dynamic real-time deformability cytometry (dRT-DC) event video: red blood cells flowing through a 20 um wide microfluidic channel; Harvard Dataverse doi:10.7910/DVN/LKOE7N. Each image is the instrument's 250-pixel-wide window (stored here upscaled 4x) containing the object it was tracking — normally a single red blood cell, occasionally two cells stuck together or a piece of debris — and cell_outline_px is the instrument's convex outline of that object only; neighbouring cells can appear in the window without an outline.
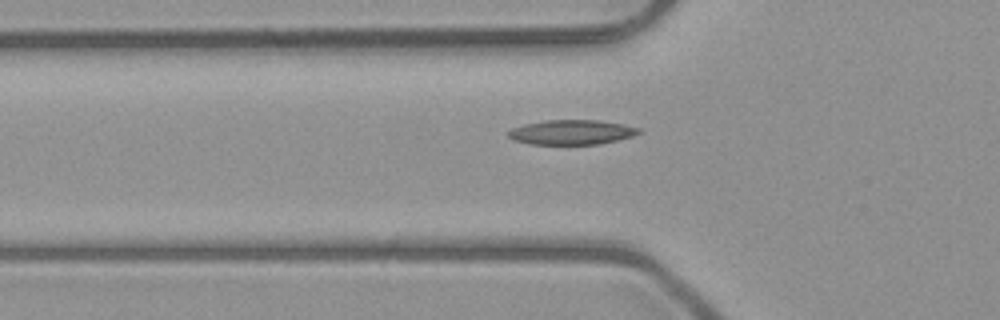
{"species": "common noctule bat (a hibernating species)", "species_latin": "Nyctalus noctula", "temperature_condition": "room temperature", "stored_images_in_passage": 35, "camera_frame_rate_fps": 3000, "um_per_image_px": 0.085, "animal": {"sex": "male", "body_mass_g": 23.1, "forearm_length_mm": 52.7}, "frame": {"image": 1, "passage_image": 8, "time_ms": 2.333, "image_size_px": [1000, 320], "cell_outline_px": [[640, 132], [632, 136], [600, 144], [532, 144], [516, 140], [508, 136], [508, 132], [512, 128], [524, 124], [544, 120], [600, 120], [624, 124], [640, 128]], "centroid_in_image_um": [48.6, 11.23], "position_along_channel_um": 77.2, "area_um2": 18.67}}
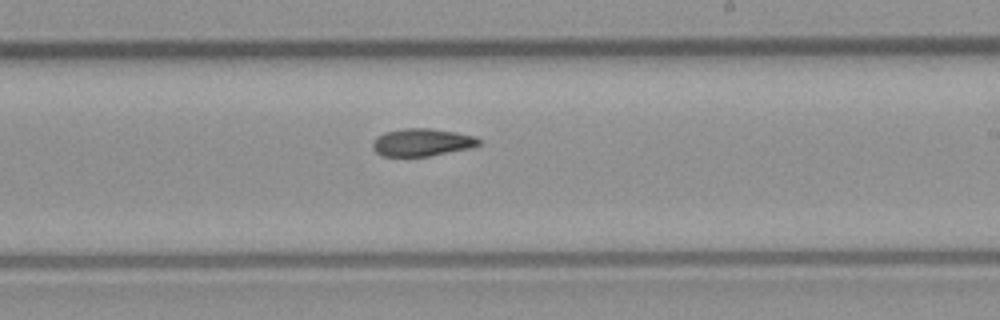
{"frame": {"image": 2, "passage_image": 21, "time_ms": 6.667, "image_size_px": [1000, 320], "cell_outline_px": [[480, 144], [472, 148], [428, 156], [380, 156], [372, 148], [372, 144], [376, 136], [384, 132], [404, 128], [432, 128], [456, 132], [476, 136], [480, 140]], "centroid_in_image_um": [35.86, 12.09], "position_along_channel_um": 253.1, "area_um2": 17.28}}
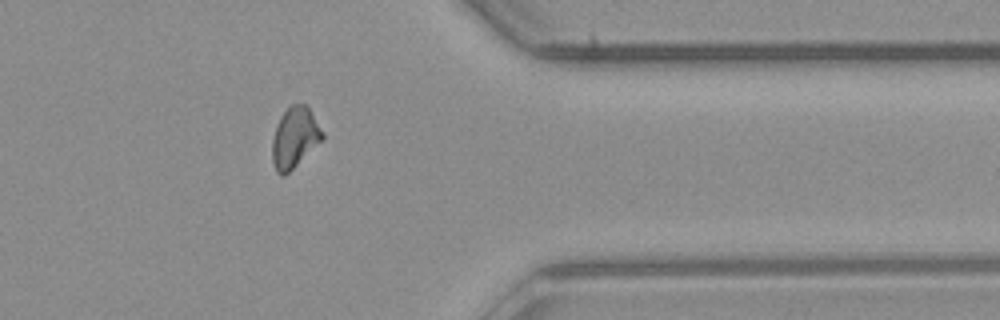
{"frame": {"image": 3, "passage_image": 32, "time_ms": 10.333, "image_size_px": [1000, 320], "cell_outline_px": [[324, 136], [284, 176], [280, 176], [276, 172], [272, 160], [272, 140], [276, 124], [280, 116], [292, 104], [304, 104], [308, 108], [324, 132]], "centroid_in_image_um": [25.0, 11.68], "position_along_channel_um": 386.4, "area_um2": 17.22}}